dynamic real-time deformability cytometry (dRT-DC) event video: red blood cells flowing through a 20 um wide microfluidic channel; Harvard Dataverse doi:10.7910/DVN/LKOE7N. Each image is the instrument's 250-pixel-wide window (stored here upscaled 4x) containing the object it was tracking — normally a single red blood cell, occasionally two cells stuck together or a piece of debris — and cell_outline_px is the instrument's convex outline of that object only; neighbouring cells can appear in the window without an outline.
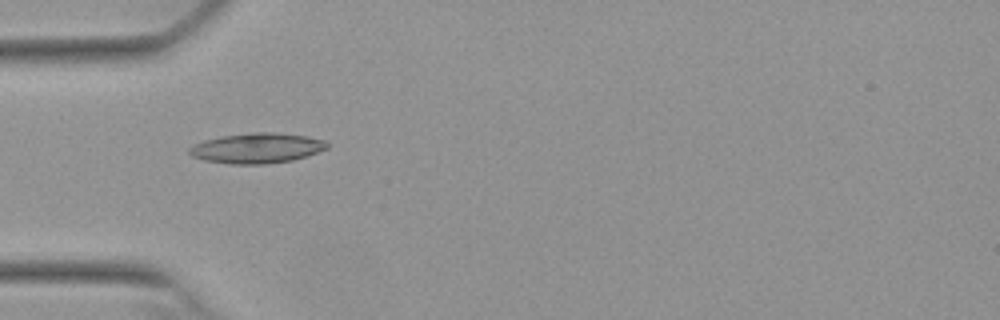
{"species": "Egyptian fruit bat (a non-hibernating species)", "species_latin": "Rousettus aegyptiacus", "temperature_condition": "warm", "stored_images_in_passage": 54, "camera_frame_rate_fps": 3000, "um_per_image_px": 0.085, "animal": {"sex": "female"}, "frame": {"image": 1, "passage_image": 17, "time_ms": 5.333, "image_size_px": [1000, 320], "cell_outline_px": [[328, 148], [292, 160], [264, 164], [232, 164], [204, 160], [192, 156], [188, 152], [188, 148], [204, 140], [220, 136], [252, 132], [276, 132], [308, 136], [324, 140], [328, 144]], "centroid_in_image_um": [21.82, 12.58], "position_along_channel_um": 63.2, "area_um2": 24.16}}
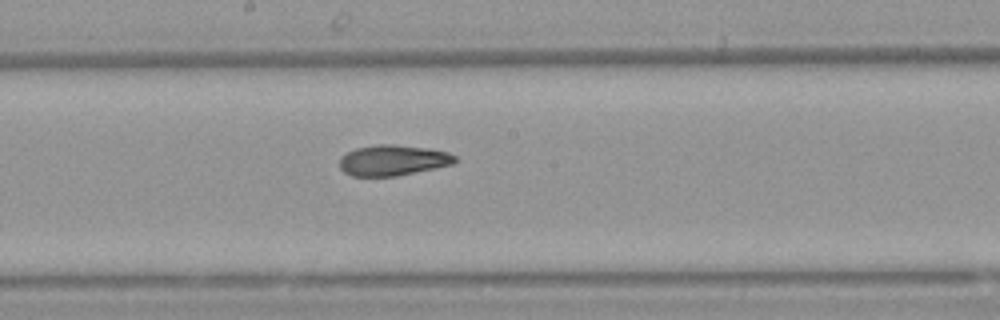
{"frame": {"image": 2, "passage_image": 29, "time_ms": 9.333, "image_size_px": [1000, 320], "cell_outline_px": [[456, 160], [452, 164], [396, 176], [352, 176], [344, 172], [340, 168], [340, 156], [356, 148], [376, 144], [396, 144], [428, 148], [448, 152], [456, 156]], "centroid_in_image_um": [33.37, 13.61], "position_along_channel_um": 214.8, "area_um2": 20.58}}
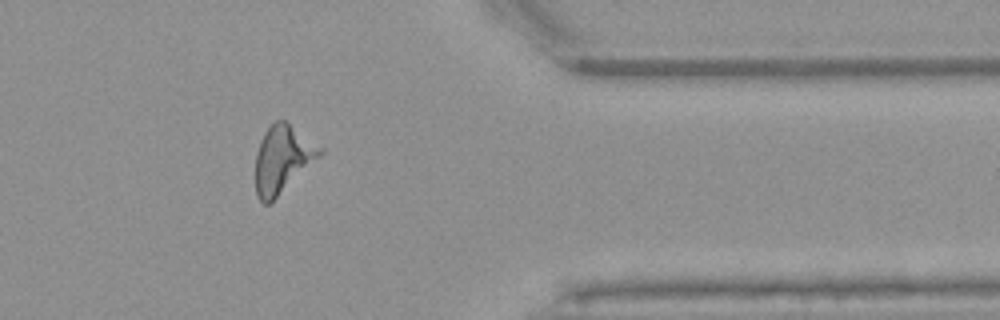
{"frame": {"image": 3, "passage_image": 44, "time_ms": 14.333, "image_size_px": [1000, 320], "cell_outline_px": [[324, 152], [320, 156], [268, 204], [264, 204], [256, 196], [256, 152], [260, 140], [264, 132], [276, 120], [284, 120], [324, 148]], "centroid_in_image_um": [24.0, 13.5], "position_along_channel_um": 387.4, "area_um2": 24.8}, "authors_computed_cell_mechanics": {"area_um2": 22.4264, "velocity_mm_per_s": 3.8077, "shape_relaxation_time_tau1_ms": 6.3573, "shape_relaxation_time_tau2_ms": null, "deformation_change_tau1": 0.1611, "deformation_change_tau2": null}}